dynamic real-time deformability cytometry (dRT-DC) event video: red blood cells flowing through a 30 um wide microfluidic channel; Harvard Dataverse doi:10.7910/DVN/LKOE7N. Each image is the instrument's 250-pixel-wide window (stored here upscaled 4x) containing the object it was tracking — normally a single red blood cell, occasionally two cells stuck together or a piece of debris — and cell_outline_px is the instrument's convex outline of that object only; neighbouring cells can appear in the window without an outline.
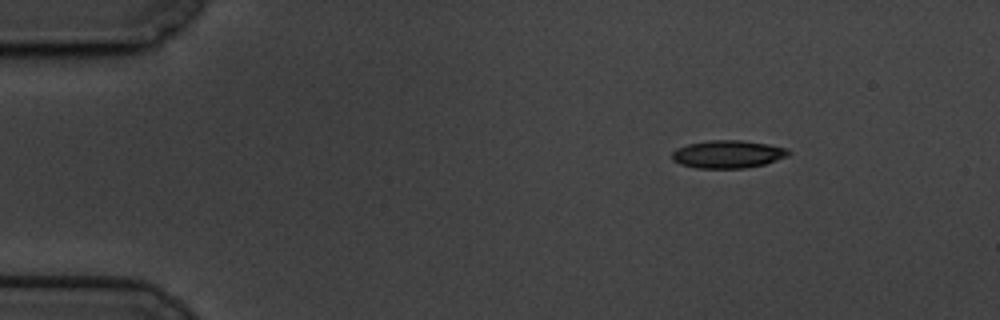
{"species": "common noctule bat (a hibernating species)", "species_latin": "Nyctalus noctula", "temperature_condition": "cold", "stored_images_in_passage": 52, "camera_frame_rate_fps": 3000, "um_per_image_px": 0.085, "animal": {"sex": "male", "body_mass_g": 19.5, "forearm_length_mm": 54.6}, "frame": {"image": 1, "passage_image": 1, "time_ms": 0.0, "image_size_px": [1000, 320], "cell_outline_px": [[792, 152], [788, 156], [764, 164], [744, 168], [696, 168], [680, 164], [672, 160], [672, 152], [676, 148], [688, 144], [708, 140], [744, 140], [768, 144], [788, 148]], "centroid_in_image_um": [61.87, 13.1], "position_along_channel_um": 23.1, "area_um2": 19.02}}
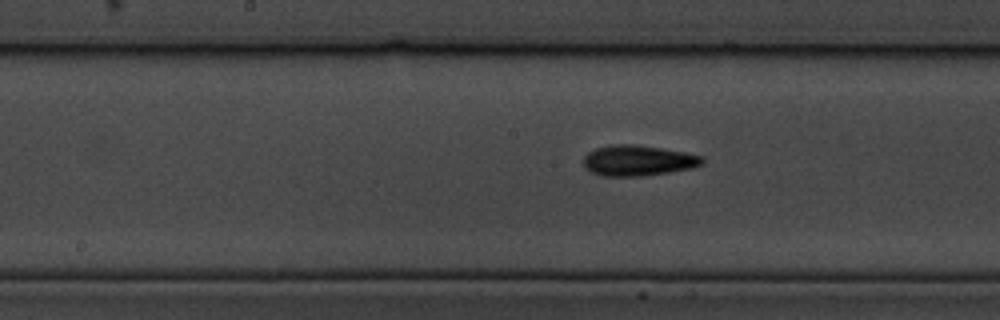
{"frame": {"image": 2, "passage_image": 23, "time_ms": 7.333, "image_size_px": [1000, 320], "cell_outline_px": [[704, 164], [692, 168], [644, 176], [604, 176], [592, 172], [584, 168], [584, 156], [588, 152], [596, 148], [612, 144], [636, 144], [684, 152], [704, 156]], "centroid_in_image_um": [54.24, 13.64], "position_along_channel_um": 194.0, "area_um2": 21.27}}
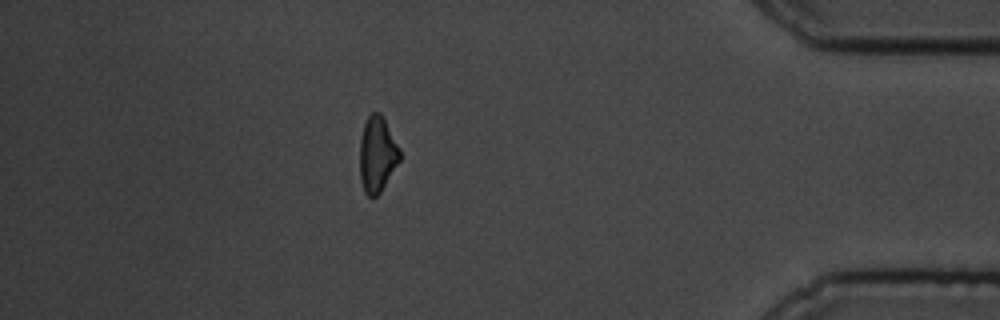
{"frame": {"image": 3, "passage_image": 45, "time_ms": 14.667, "image_size_px": [1000, 320], "cell_outline_px": [[400, 160], [380, 192], [372, 200], [364, 192], [360, 180], [360, 140], [364, 124], [368, 116], [372, 112], [380, 112], [400, 148]], "centroid_in_image_um": [32.05, 13.14], "position_along_channel_um": 403.1, "area_um2": 17.63}, "authors_computed_cell_mechanics": {"area_um2": 19.074, "velocity_mm_per_s": 3.3893, "shape_relaxation_time_tau1_ms": 2.6142, "shape_relaxation_time_tau2_ms": 5.7966, "deformation_change_tau1": 0.1129, "deformation_change_tau2": 0.1244}}